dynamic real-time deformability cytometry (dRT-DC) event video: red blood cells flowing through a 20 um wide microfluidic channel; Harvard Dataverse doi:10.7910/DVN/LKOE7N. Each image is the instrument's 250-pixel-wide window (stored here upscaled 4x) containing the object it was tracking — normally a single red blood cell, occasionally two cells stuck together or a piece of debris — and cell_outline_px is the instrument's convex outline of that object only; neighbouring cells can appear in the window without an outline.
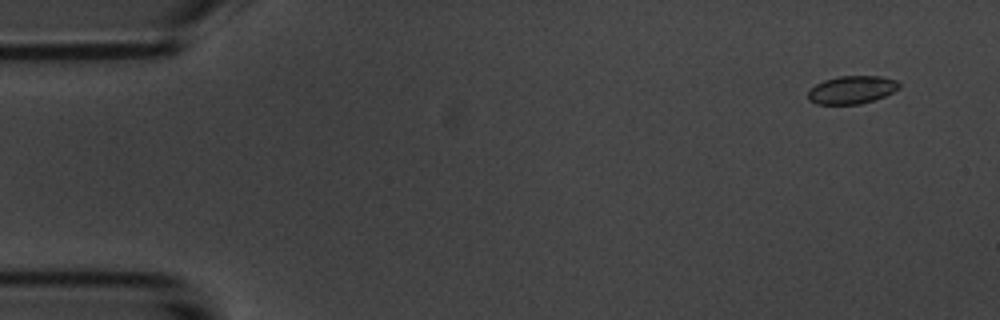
{"species": "common noctule bat (a hibernating species)", "species_latin": "Nyctalus noctula", "temperature_condition": "room temperature", "stored_images_in_passage": 5, "camera_frame_rate_fps": 3000, "um_per_image_px": 0.085, "animal": {"sex": "male", "body_mass_g": 20.1, "forearm_length_mm": 53.5}, "frame": {"image": 1, "passage_image": 1, "time_ms": 0.0, "image_size_px": [1000, 320], "cell_outline_px": [[900, 88], [876, 100], [860, 104], [816, 104], [808, 100], [808, 92], [816, 84], [824, 80], [840, 76], [880, 76], [896, 80], [900, 84]], "centroid_in_image_um": [72.41, 7.64], "position_along_channel_um": 12.6, "area_um2": 14.85}}
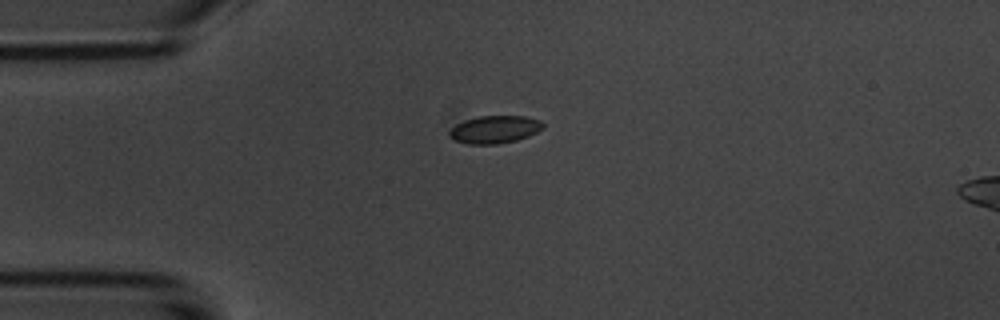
{"frame": {"image": 2, "passage_image": 4, "time_ms": 3.333, "image_size_px": [1000, 320], "cell_outline_px": [[544, 128], [528, 136], [516, 140], [496, 144], [468, 144], [456, 140], [448, 136], [448, 132], [456, 124], [464, 120], [480, 116], [524, 116], [540, 120], [544, 124]], "centroid_in_image_um": [42.05, 11.0], "position_along_channel_um": 43.0, "area_um2": 15.03}}